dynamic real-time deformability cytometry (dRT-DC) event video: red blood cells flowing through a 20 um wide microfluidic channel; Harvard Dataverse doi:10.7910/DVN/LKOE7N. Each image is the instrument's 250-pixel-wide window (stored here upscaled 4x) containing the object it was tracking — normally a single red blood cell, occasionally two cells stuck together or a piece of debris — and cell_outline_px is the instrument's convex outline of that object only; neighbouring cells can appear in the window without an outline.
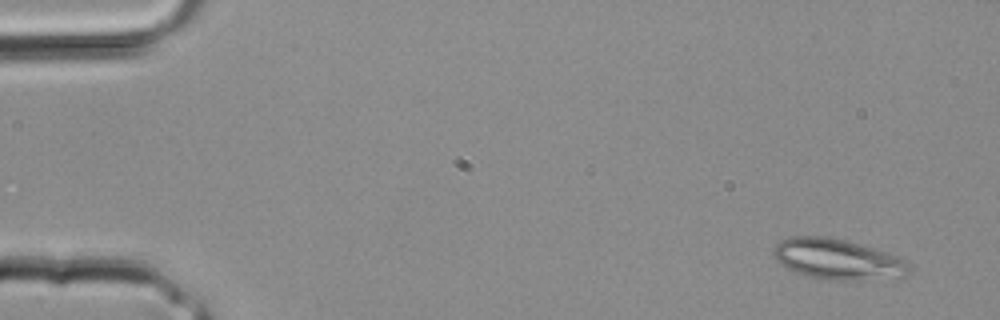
{"species": "common noctule bat (a hibernating species)", "species_latin": "Nyctalus noctula", "temperature_condition": "room temperature", "stored_images_in_passage": 4, "camera_frame_rate_fps": 3000, "um_per_image_px": 0.085, "animal": {"sex": "male", "body_mass_g": 20.4}, "frame": {"image": 1, "passage_image": 1, "time_ms": 0.0, "image_size_px": [1000, 320], "cell_outline_px": [[912, 268], [908, 276], [900, 280], [832, 280], [808, 276], [788, 268], [780, 264], [772, 256], [772, 252], [776, 244], [780, 240], [792, 236], [824, 236], [844, 240], [900, 256], [908, 260]], "centroid_in_image_um": [71.31, 22.07], "position_along_channel_um": 13.7, "area_um2": 32.77}}